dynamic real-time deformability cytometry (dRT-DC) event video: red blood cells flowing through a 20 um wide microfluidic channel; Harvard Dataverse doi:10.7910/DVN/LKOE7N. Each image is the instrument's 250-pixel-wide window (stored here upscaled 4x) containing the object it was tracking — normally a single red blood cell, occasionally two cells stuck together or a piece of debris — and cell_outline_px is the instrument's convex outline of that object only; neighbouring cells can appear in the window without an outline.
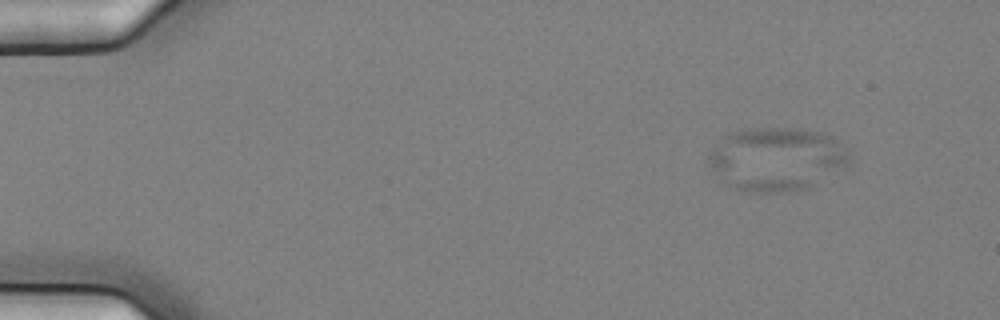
{"species": "common noctule bat (a hibernating species)", "species_latin": "Nyctalus noctula", "temperature_condition": "cold", "stored_images_in_passage": 4, "camera_frame_rate_fps": 3000, "um_per_image_px": 0.085, "animal": {"sex": "female", "body_mass_g": 25.1}, "frame": {"image": 1, "passage_image": 2, "time_ms": 0.333, "image_size_px": [1000, 320], "cell_outline_px": [[848, 164], [812, 188], [788, 192], [740, 192], [728, 184], [708, 164], [708, 156], [716, 144], [728, 132], [760, 128], [796, 128], [824, 132], [832, 136], [848, 148]], "centroid_in_image_um": [66.05, 13.52], "position_along_channel_um": 19.0, "area_um2": 52.31}}
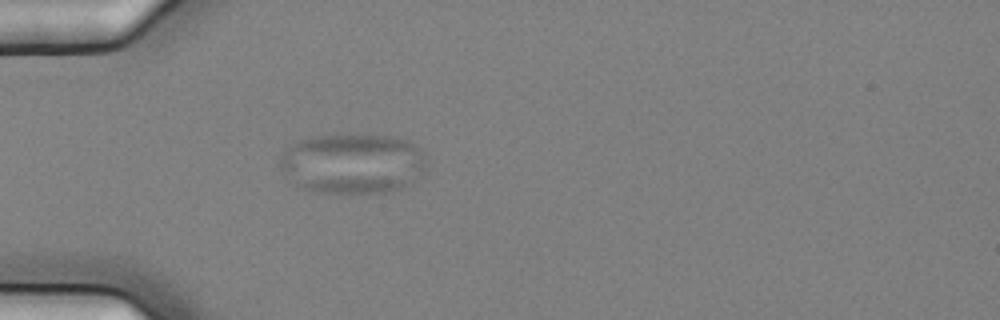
{"frame": {"image": 2, "passage_image": 4, "time_ms": 1.0, "image_size_px": [1000, 320], "cell_outline_px": [[428, 160], [420, 176], [400, 188], [388, 192], [320, 192], [304, 188], [296, 184], [280, 168], [280, 160], [284, 152], [288, 148], [300, 140], [316, 136], [392, 136], [408, 140], [420, 148], [424, 152]], "centroid_in_image_um": [30.03, 13.9], "position_along_channel_um": 55.0, "area_um2": 50.63}}